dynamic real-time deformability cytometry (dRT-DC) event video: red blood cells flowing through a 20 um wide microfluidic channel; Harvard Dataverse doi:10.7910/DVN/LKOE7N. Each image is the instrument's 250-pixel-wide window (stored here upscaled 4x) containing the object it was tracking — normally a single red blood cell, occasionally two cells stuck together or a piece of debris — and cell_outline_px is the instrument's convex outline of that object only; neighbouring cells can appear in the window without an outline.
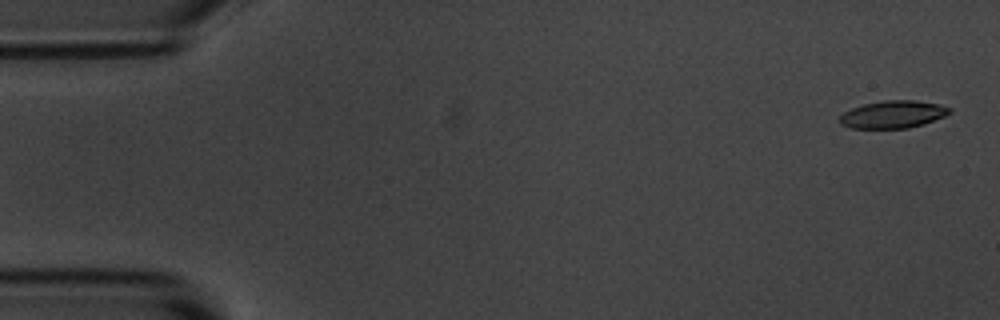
{"species": "common noctule bat (a hibernating species)", "species_latin": "Nyctalus noctula", "temperature_condition": "room temperature", "stored_images_in_passage": 6, "camera_frame_rate_fps": 3000, "um_per_image_px": 0.085, "animal": {"sex": "male", "body_mass_g": 20.1, "forearm_length_mm": 53.5}, "frame": {"image": 1, "passage_image": 1, "time_ms": 0.0, "image_size_px": [1000, 320], "cell_outline_px": [[952, 112], [944, 116], [924, 124], [908, 128], [852, 128], [840, 124], [840, 116], [844, 112], [852, 108], [864, 104], [884, 100], [916, 100], [940, 104], [952, 108]], "centroid_in_image_um": [75.94, 9.72], "position_along_channel_um": 9.1, "area_um2": 17.63}}
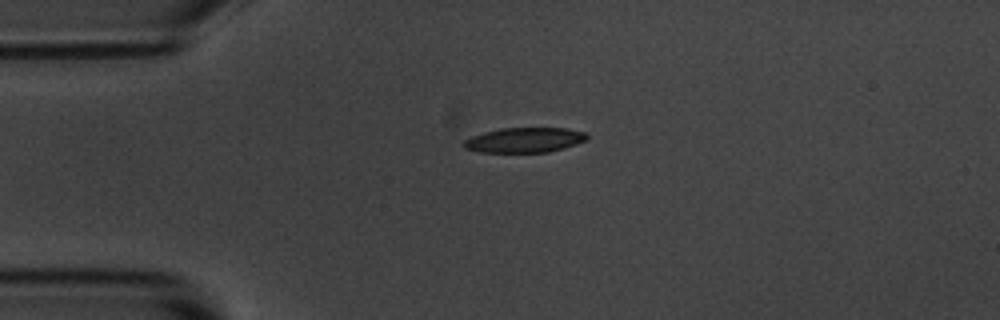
{"frame": {"image": 2, "passage_image": 4, "time_ms": 3.667, "image_size_px": [1000, 320], "cell_outline_px": [[588, 140], [564, 148], [548, 152], [480, 152], [464, 148], [460, 144], [464, 140], [472, 136], [484, 132], [500, 128], [568, 128], [584, 132], [588, 136]], "centroid_in_image_um": [44.57, 11.9], "position_along_channel_um": 40.4, "area_um2": 18.03}}